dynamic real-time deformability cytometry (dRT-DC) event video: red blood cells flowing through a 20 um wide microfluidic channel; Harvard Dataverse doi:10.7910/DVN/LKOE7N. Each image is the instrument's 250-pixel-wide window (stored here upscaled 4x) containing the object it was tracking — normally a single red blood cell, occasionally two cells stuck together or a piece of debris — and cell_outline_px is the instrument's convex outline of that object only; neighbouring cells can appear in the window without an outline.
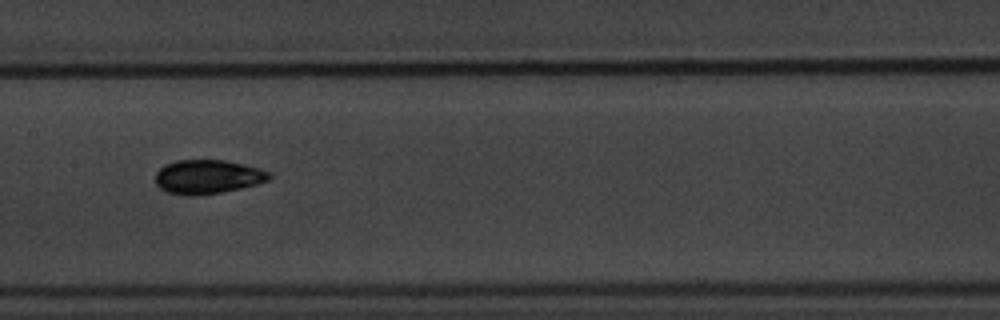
{"species": "common noctule bat (a hibernating species)", "species_latin": "Nyctalus noctula", "temperature_condition": "warm", "stored_images_in_passage": 14, "camera_frame_rate_fps": 3000, "um_per_image_px": 0.085, "animal": {"sex": "male", "body_mass_g": 20.1, "forearm_length_mm": 53.5}, "frame": {"image": 1, "passage_image": 7, "time_ms": 8.0, "image_size_px": [1000, 320], "cell_outline_px": [[272, 176], [268, 180], [256, 184], [240, 188], [220, 192], [196, 196], [188, 196], [168, 192], [160, 188], [156, 184], [156, 172], [164, 164], [176, 160], [224, 160], [244, 164], [260, 168], [272, 172]], "centroid_in_image_um": [17.65, 15.02], "position_along_channel_um": 189.7, "area_um2": 22.66}}
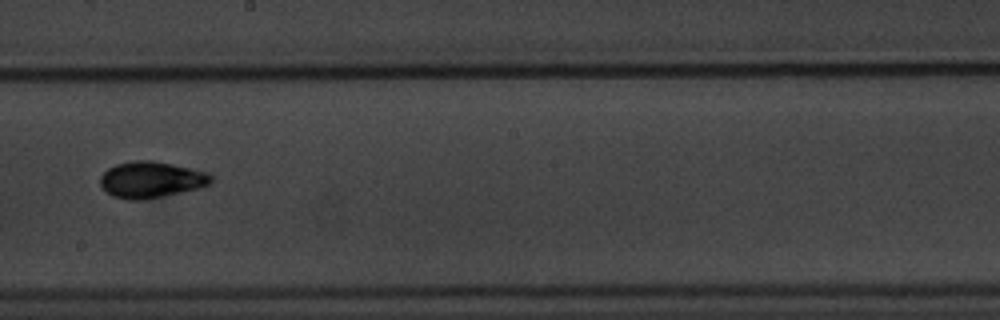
{"frame": {"image": 2, "passage_image": 8, "time_ms": 9.333, "image_size_px": [1000, 320], "cell_outline_px": [[212, 180], [208, 184], [200, 188], [144, 200], [128, 200], [112, 196], [104, 192], [100, 184], [100, 176], [108, 168], [116, 164], [136, 160], [152, 160], [172, 164], [208, 172], [212, 176]], "centroid_in_image_um": [12.81, 15.28], "position_along_channel_um": 235.4, "area_um2": 23.58}}
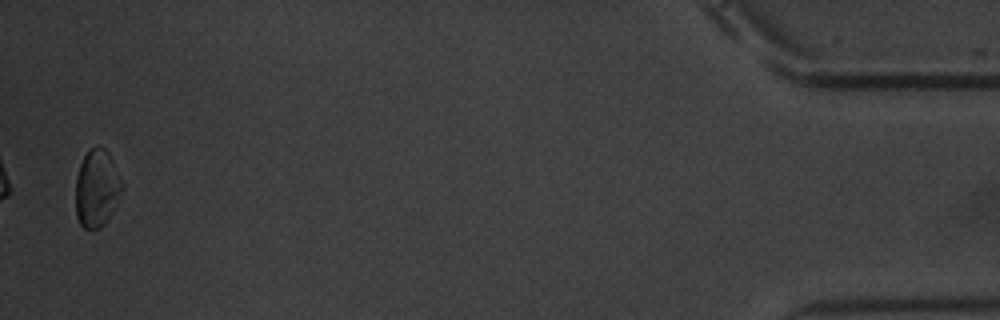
{"frame": {"image": 3, "passage_image": 14, "time_ms": 17.333, "image_size_px": [1000, 320], "cell_outline_px": [[124, 188], [112, 212], [104, 224], [100, 228], [92, 232], [84, 228], [80, 224], [76, 216], [76, 176], [80, 164], [88, 148], [96, 144], [104, 148], [108, 152], [112, 160]], "centroid_in_image_um": [8.21, 16.02], "position_along_channel_um": 427.0, "area_um2": 21.21}, "authors_computed_cell_mechanics": {"area_um2": 21.675, "velocity_mm_per_s": 3.4359, "shape_relaxation_time_tau1_ms": 1.9018, "shape_relaxation_time_tau2_ms": 5.8723, "deformation_change_tau1": 0.0737, "deformation_change_tau2": 0.0842}}